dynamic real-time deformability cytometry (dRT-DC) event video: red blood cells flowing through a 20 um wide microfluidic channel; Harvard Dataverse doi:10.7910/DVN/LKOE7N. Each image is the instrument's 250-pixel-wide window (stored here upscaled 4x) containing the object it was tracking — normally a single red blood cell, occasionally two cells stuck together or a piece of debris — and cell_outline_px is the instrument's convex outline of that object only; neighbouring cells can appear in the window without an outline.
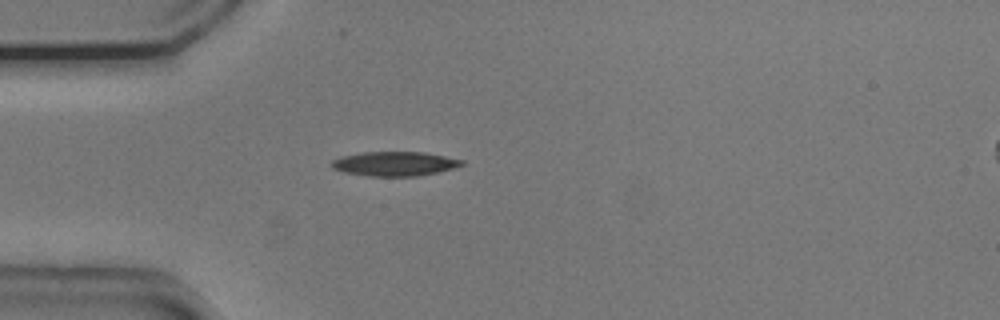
{"species": "common noctule bat (a hibernating species)", "species_latin": "Nyctalus noctula", "temperature_condition": "cold", "stored_images_in_passage": 40, "camera_frame_rate_fps": 3000, "um_per_image_px": 0.085, "animal": {"sex": "male", "body_mass_g": 20.5, "forearm_length_mm": 52.5}, "frame": {"image": 1, "passage_image": 1, "time_ms": 0.0, "image_size_px": [1000, 320], "cell_outline_px": [[464, 164], [452, 168], [436, 172], [416, 176], [368, 176], [344, 172], [332, 168], [332, 160], [340, 156], [360, 152], [424, 152], [464, 160]], "centroid_in_image_um": [33.5, 13.91], "position_along_channel_um": 51.5, "area_um2": 18.38}}
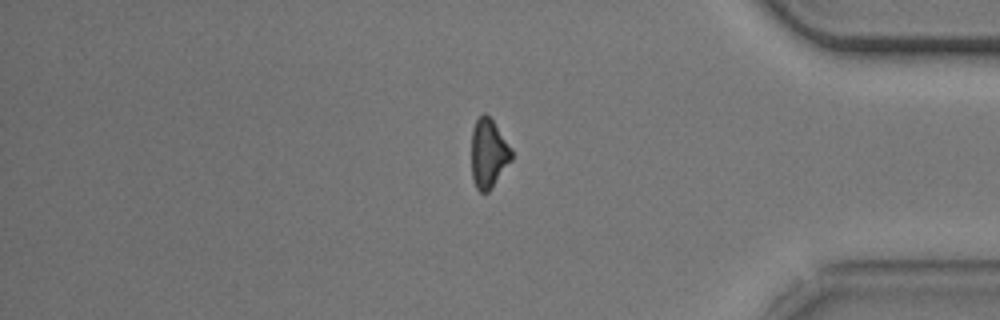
{"frame": {"image": 2, "passage_image": 31, "time_ms": 10.0, "image_size_px": [1000, 320], "cell_outline_px": [[512, 160], [488, 192], [480, 192], [476, 188], [472, 180], [472, 128], [476, 120], [484, 112], [492, 120], [512, 148]], "centroid_in_image_um": [41.52, 13.05], "position_along_channel_um": 393.7, "area_um2": 16.07}}
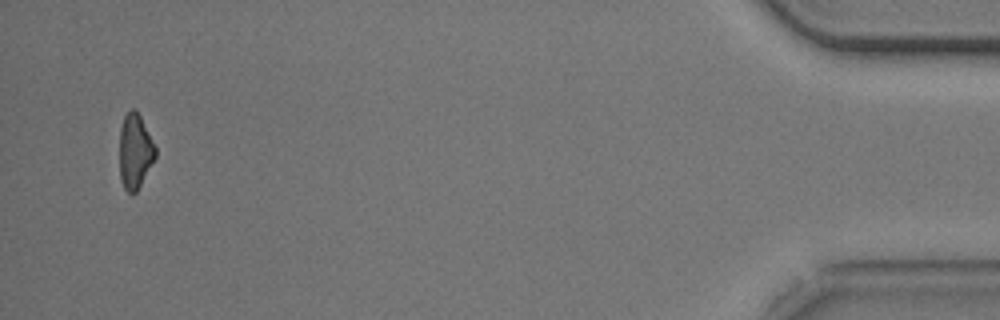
{"frame": {"image": 3, "passage_image": 38, "time_ms": 12.333, "image_size_px": [1000, 320], "cell_outline_px": [[156, 156], [136, 192], [128, 192], [124, 188], [120, 180], [120, 128], [124, 116], [132, 108], [140, 116], [156, 148]], "centroid_in_image_um": [11.46, 12.87], "position_along_channel_um": 423.7, "area_um2": 15.32}, "authors_computed_cell_mechanics": {"area_um2": 17.5423, "velocity_mm_per_s": 3.7674, "shape_relaxation_time_tau1_ms": 2.1623, "shape_relaxation_time_tau2_ms": null, "deformation_change_tau1": 0.1052, "deformation_change_tau2": null}}